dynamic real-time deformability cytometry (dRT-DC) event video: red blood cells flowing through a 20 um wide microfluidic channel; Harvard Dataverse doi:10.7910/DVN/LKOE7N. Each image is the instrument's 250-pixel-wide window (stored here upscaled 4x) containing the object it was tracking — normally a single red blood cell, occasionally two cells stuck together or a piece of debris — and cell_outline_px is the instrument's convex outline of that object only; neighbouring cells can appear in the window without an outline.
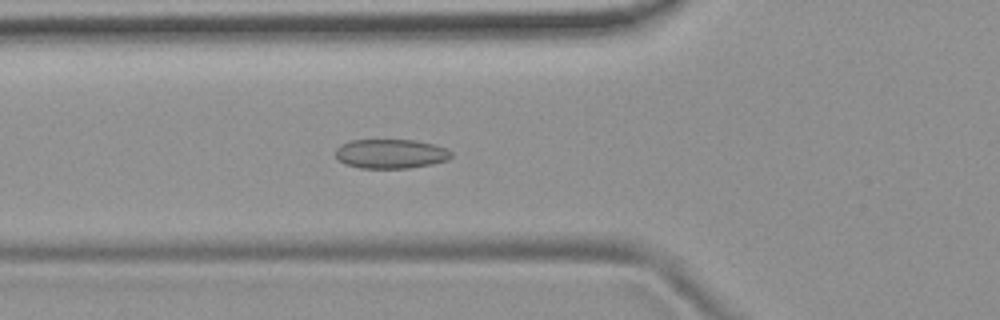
{"species": "common noctule bat (a hibernating species)", "species_latin": "Nyctalus noctula", "temperature_condition": "room temperature", "stored_images_in_passage": 38, "camera_frame_rate_fps": 3000, "um_per_image_px": 0.085, "animal": {"sex": "female", "body_mass_g": 19.9}, "frame": {"image": 1, "passage_image": 11, "time_ms": 3.333, "image_size_px": [1000, 320], "cell_outline_px": [[452, 156], [448, 160], [432, 164], [408, 168], [360, 168], [344, 164], [336, 160], [336, 148], [340, 144], [352, 140], [416, 140], [436, 144], [448, 148], [452, 152]], "centroid_in_image_um": [33.22, 13.07], "position_along_channel_um": 92.6, "area_um2": 20.11}}
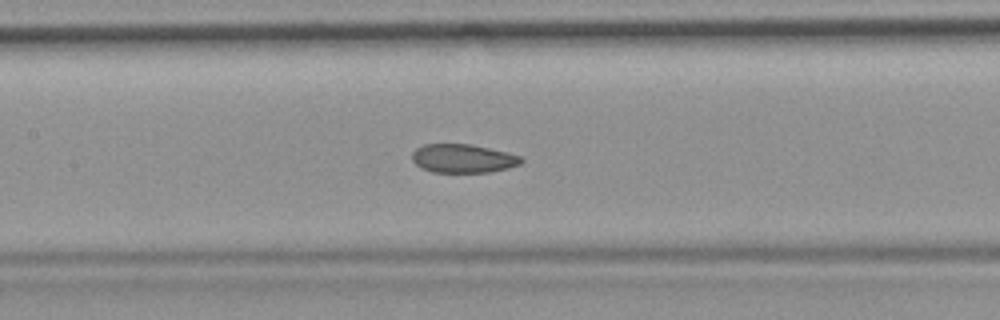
{"frame": {"image": 2, "passage_image": 17, "time_ms": 5.333, "image_size_px": [1000, 320], "cell_outline_px": [[524, 160], [520, 164], [508, 168], [488, 172], [432, 172], [420, 168], [412, 160], [412, 152], [416, 148], [424, 144], [472, 144], [508, 152], [520, 156]], "centroid_in_image_um": [39.35, 13.46], "position_along_channel_um": 168.1, "area_um2": 18.32}}
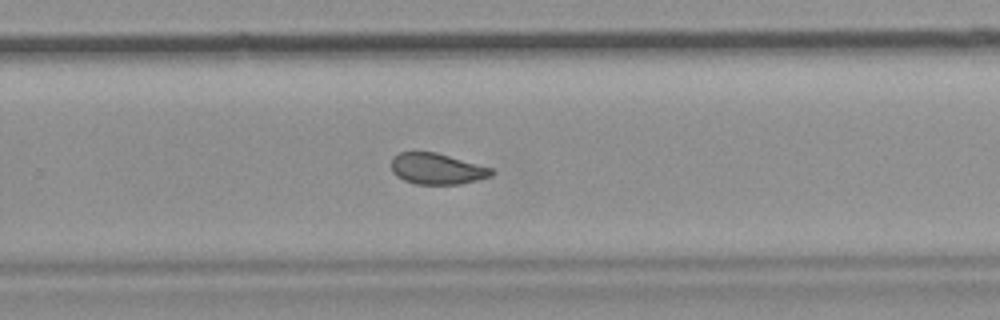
{"frame": {"image": 3, "passage_image": 27, "time_ms": 8.667, "image_size_px": [1000, 320], "cell_outline_px": [[496, 172], [492, 176], [460, 184], [416, 184], [404, 180], [396, 176], [392, 172], [392, 156], [400, 152], [436, 152], [492, 168]], "centroid_in_image_um": [37.14, 14.35], "position_along_channel_um": 292.7, "area_um2": 18.15}, "authors_computed_cell_mechanics": {"area_um2": 19.074, "velocity_mm_per_s": 3.7558, "shape_relaxation_time_tau1_ms": null, "shape_relaxation_time_tau2_ms": 2.2722, "deformation_change_tau1": null, "deformation_change_tau2": 0.0742}}